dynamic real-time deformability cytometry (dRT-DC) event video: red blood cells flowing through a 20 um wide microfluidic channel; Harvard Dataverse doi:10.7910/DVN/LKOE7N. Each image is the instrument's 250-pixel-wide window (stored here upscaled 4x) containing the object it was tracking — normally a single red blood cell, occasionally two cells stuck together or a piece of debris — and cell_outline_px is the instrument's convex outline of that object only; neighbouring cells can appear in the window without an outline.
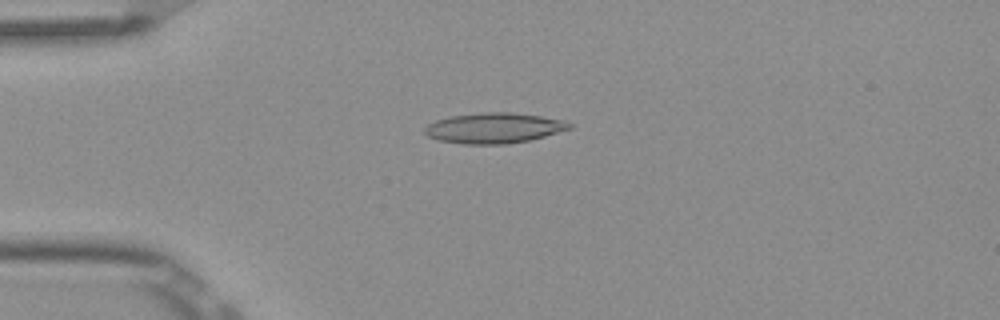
{"species": "Egyptian fruit bat (a non-hibernating species)", "species_latin": "Rousettus aegyptiacus", "temperature_condition": "room temperature", "stored_images_in_passage": 6, "camera_frame_rate_fps": 3000, "um_per_image_px": 0.085, "frame": {"image": 1, "passage_image": 4, "time_ms": 1.0, "image_size_px": [1000, 320], "cell_outline_px": [[572, 128], [544, 136], [528, 140], [504, 144], [464, 144], [440, 140], [428, 136], [424, 132], [424, 128], [428, 124], [436, 120], [452, 116], [480, 112], [508, 112], [540, 116], [564, 120], [572, 124]], "centroid_in_image_um": [41.98, 10.88], "position_along_channel_um": 43.0, "area_um2": 25.43}}
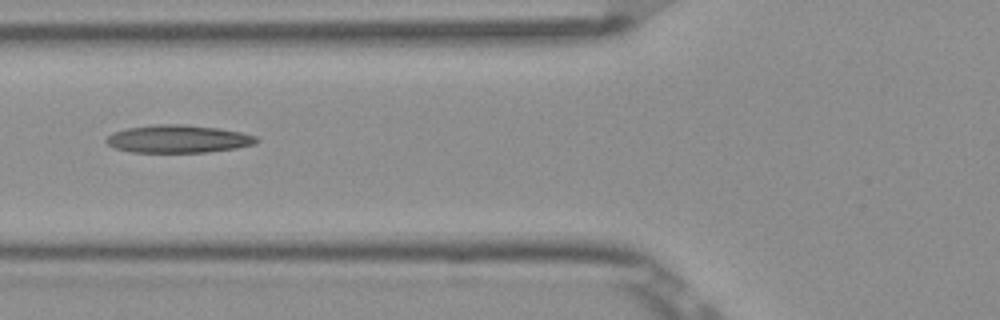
{"frame": {"image": 2, "passage_image": 6, "time_ms": 1.667, "image_size_px": [1000, 320], "cell_outline_px": [[260, 140], [256, 144], [236, 148], [208, 152], [132, 152], [116, 148], [108, 144], [104, 140], [112, 132], [128, 128], [156, 124], [184, 124], [220, 128], [240, 132], [256, 136]], "centroid_in_image_um": [15.17, 11.8], "position_along_channel_um": 110.6, "area_um2": 24.39}}